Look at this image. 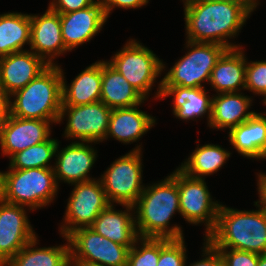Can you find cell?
I'll list each match as a JSON object with an SVG mask.
<instances>
[{
  "label": "cell",
  "mask_w": 266,
  "mask_h": 266,
  "mask_svg": "<svg viewBox=\"0 0 266 266\" xmlns=\"http://www.w3.org/2000/svg\"><path fill=\"white\" fill-rule=\"evenodd\" d=\"M199 146L178 168L187 176L205 179L204 176L216 173L226 163L231 153L219 145Z\"/></svg>",
  "instance_id": "29"
},
{
  "label": "cell",
  "mask_w": 266,
  "mask_h": 266,
  "mask_svg": "<svg viewBox=\"0 0 266 266\" xmlns=\"http://www.w3.org/2000/svg\"><path fill=\"white\" fill-rule=\"evenodd\" d=\"M189 50L161 79L155 98H160L161 86L203 88L202 82H209L212 69L227 50L216 43L192 42L186 40Z\"/></svg>",
  "instance_id": "6"
},
{
  "label": "cell",
  "mask_w": 266,
  "mask_h": 266,
  "mask_svg": "<svg viewBox=\"0 0 266 266\" xmlns=\"http://www.w3.org/2000/svg\"><path fill=\"white\" fill-rule=\"evenodd\" d=\"M257 266H266V254L259 255Z\"/></svg>",
  "instance_id": "42"
},
{
  "label": "cell",
  "mask_w": 266,
  "mask_h": 266,
  "mask_svg": "<svg viewBox=\"0 0 266 266\" xmlns=\"http://www.w3.org/2000/svg\"><path fill=\"white\" fill-rule=\"evenodd\" d=\"M30 49L48 65H55L54 59L69 50L65 47L60 14L47 9L43 15H31ZM48 58V59H47Z\"/></svg>",
  "instance_id": "16"
},
{
  "label": "cell",
  "mask_w": 266,
  "mask_h": 266,
  "mask_svg": "<svg viewBox=\"0 0 266 266\" xmlns=\"http://www.w3.org/2000/svg\"><path fill=\"white\" fill-rule=\"evenodd\" d=\"M215 248L266 254V213L220 205L215 229L205 238Z\"/></svg>",
  "instance_id": "3"
},
{
  "label": "cell",
  "mask_w": 266,
  "mask_h": 266,
  "mask_svg": "<svg viewBox=\"0 0 266 266\" xmlns=\"http://www.w3.org/2000/svg\"><path fill=\"white\" fill-rule=\"evenodd\" d=\"M135 222L139 237L142 238H184L183 230L169 221L180 213L178 192V168L164 180L146 186L134 205ZM137 214V215H136Z\"/></svg>",
  "instance_id": "2"
},
{
  "label": "cell",
  "mask_w": 266,
  "mask_h": 266,
  "mask_svg": "<svg viewBox=\"0 0 266 266\" xmlns=\"http://www.w3.org/2000/svg\"><path fill=\"white\" fill-rule=\"evenodd\" d=\"M89 142L72 141L70 145L59 151V143L56 149L53 166L57 184L58 181L69 184L93 180L96 178L89 177L91 167L96 161L97 151ZM96 151V152H95Z\"/></svg>",
  "instance_id": "17"
},
{
  "label": "cell",
  "mask_w": 266,
  "mask_h": 266,
  "mask_svg": "<svg viewBox=\"0 0 266 266\" xmlns=\"http://www.w3.org/2000/svg\"><path fill=\"white\" fill-rule=\"evenodd\" d=\"M101 2L106 18H108L111 11L116 7L123 9H136L147 5L149 0H101Z\"/></svg>",
  "instance_id": "37"
},
{
  "label": "cell",
  "mask_w": 266,
  "mask_h": 266,
  "mask_svg": "<svg viewBox=\"0 0 266 266\" xmlns=\"http://www.w3.org/2000/svg\"><path fill=\"white\" fill-rule=\"evenodd\" d=\"M124 211L115 210L114 204H109L95 219L92 228L97 234L127 246L129 249L139 238L136 230L134 206L123 205ZM132 212V213H131Z\"/></svg>",
  "instance_id": "19"
},
{
  "label": "cell",
  "mask_w": 266,
  "mask_h": 266,
  "mask_svg": "<svg viewBox=\"0 0 266 266\" xmlns=\"http://www.w3.org/2000/svg\"><path fill=\"white\" fill-rule=\"evenodd\" d=\"M30 33V14H0V57L25 51L24 45L30 44Z\"/></svg>",
  "instance_id": "28"
},
{
  "label": "cell",
  "mask_w": 266,
  "mask_h": 266,
  "mask_svg": "<svg viewBox=\"0 0 266 266\" xmlns=\"http://www.w3.org/2000/svg\"><path fill=\"white\" fill-rule=\"evenodd\" d=\"M159 257L160 238L139 237L129 249L127 266H157Z\"/></svg>",
  "instance_id": "31"
},
{
  "label": "cell",
  "mask_w": 266,
  "mask_h": 266,
  "mask_svg": "<svg viewBox=\"0 0 266 266\" xmlns=\"http://www.w3.org/2000/svg\"><path fill=\"white\" fill-rule=\"evenodd\" d=\"M245 89L262 95L266 103V61H246Z\"/></svg>",
  "instance_id": "33"
},
{
  "label": "cell",
  "mask_w": 266,
  "mask_h": 266,
  "mask_svg": "<svg viewBox=\"0 0 266 266\" xmlns=\"http://www.w3.org/2000/svg\"><path fill=\"white\" fill-rule=\"evenodd\" d=\"M70 266H104V265L88 261H70Z\"/></svg>",
  "instance_id": "41"
},
{
  "label": "cell",
  "mask_w": 266,
  "mask_h": 266,
  "mask_svg": "<svg viewBox=\"0 0 266 266\" xmlns=\"http://www.w3.org/2000/svg\"><path fill=\"white\" fill-rule=\"evenodd\" d=\"M95 0H53L48 8L57 13H69L92 6Z\"/></svg>",
  "instance_id": "35"
},
{
  "label": "cell",
  "mask_w": 266,
  "mask_h": 266,
  "mask_svg": "<svg viewBox=\"0 0 266 266\" xmlns=\"http://www.w3.org/2000/svg\"><path fill=\"white\" fill-rule=\"evenodd\" d=\"M24 207L0 198V266L6 265L26 244L38 237Z\"/></svg>",
  "instance_id": "13"
},
{
  "label": "cell",
  "mask_w": 266,
  "mask_h": 266,
  "mask_svg": "<svg viewBox=\"0 0 266 266\" xmlns=\"http://www.w3.org/2000/svg\"><path fill=\"white\" fill-rule=\"evenodd\" d=\"M62 75V106H78L94 102L101 99L102 84V61H97L80 72L67 86Z\"/></svg>",
  "instance_id": "22"
},
{
  "label": "cell",
  "mask_w": 266,
  "mask_h": 266,
  "mask_svg": "<svg viewBox=\"0 0 266 266\" xmlns=\"http://www.w3.org/2000/svg\"><path fill=\"white\" fill-rule=\"evenodd\" d=\"M138 106H141V104L112 109L105 140L113 137L124 144L133 143L139 141L155 125V117L140 110Z\"/></svg>",
  "instance_id": "20"
},
{
  "label": "cell",
  "mask_w": 266,
  "mask_h": 266,
  "mask_svg": "<svg viewBox=\"0 0 266 266\" xmlns=\"http://www.w3.org/2000/svg\"><path fill=\"white\" fill-rule=\"evenodd\" d=\"M10 115L57 123L62 107L61 67L49 65L24 88L9 96ZM14 101L12 102L11 99Z\"/></svg>",
  "instance_id": "4"
},
{
  "label": "cell",
  "mask_w": 266,
  "mask_h": 266,
  "mask_svg": "<svg viewBox=\"0 0 266 266\" xmlns=\"http://www.w3.org/2000/svg\"><path fill=\"white\" fill-rule=\"evenodd\" d=\"M101 102L110 109L140 105L146 99L107 61L102 60Z\"/></svg>",
  "instance_id": "26"
},
{
  "label": "cell",
  "mask_w": 266,
  "mask_h": 266,
  "mask_svg": "<svg viewBox=\"0 0 266 266\" xmlns=\"http://www.w3.org/2000/svg\"><path fill=\"white\" fill-rule=\"evenodd\" d=\"M9 95L0 85V126L7 120L10 114Z\"/></svg>",
  "instance_id": "39"
},
{
  "label": "cell",
  "mask_w": 266,
  "mask_h": 266,
  "mask_svg": "<svg viewBox=\"0 0 266 266\" xmlns=\"http://www.w3.org/2000/svg\"><path fill=\"white\" fill-rule=\"evenodd\" d=\"M48 66V63L29 50L0 57V85L10 96L24 88Z\"/></svg>",
  "instance_id": "18"
},
{
  "label": "cell",
  "mask_w": 266,
  "mask_h": 266,
  "mask_svg": "<svg viewBox=\"0 0 266 266\" xmlns=\"http://www.w3.org/2000/svg\"><path fill=\"white\" fill-rule=\"evenodd\" d=\"M218 95V96H217ZM212 96L211 117L209 127L229 129L247 121L255 111H248L252 99L241 92L221 93Z\"/></svg>",
  "instance_id": "24"
},
{
  "label": "cell",
  "mask_w": 266,
  "mask_h": 266,
  "mask_svg": "<svg viewBox=\"0 0 266 266\" xmlns=\"http://www.w3.org/2000/svg\"><path fill=\"white\" fill-rule=\"evenodd\" d=\"M70 261H88L104 266H127L129 248L115 243L92 228H80L67 236Z\"/></svg>",
  "instance_id": "12"
},
{
  "label": "cell",
  "mask_w": 266,
  "mask_h": 266,
  "mask_svg": "<svg viewBox=\"0 0 266 266\" xmlns=\"http://www.w3.org/2000/svg\"><path fill=\"white\" fill-rule=\"evenodd\" d=\"M58 143L57 139L49 137L42 143L17 152L9 158V169L53 168L49 162L56 154Z\"/></svg>",
  "instance_id": "30"
},
{
  "label": "cell",
  "mask_w": 266,
  "mask_h": 266,
  "mask_svg": "<svg viewBox=\"0 0 266 266\" xmlns=\"http://www.w3.org/2000/svg\"><path fill=\"white\" fill-rule=\"evenodd\" d=\"M71 185L75 187L68 198L64 223L59 230L62 237H67L77 229L91 227L110 204L99 178Z\"/></svg>",
  "instance_id": "9"
},
{
  "label": "cell",
  "mask_w": 266,
  "mask_h": 266,
  "mask_svg": "<svg viewBox=\"0 0 266 266\" xmlns=\"http://www.w3.org/2000/svg\"><path fill=\"white\" fill-rule=\"evenodd\" d=\"M229 142L245 158L266 159V113L255 112L247 121L232 128Z\"/></svg>",
  "instance_id": "23"
},
{
  "label": "cell",
  "mask_w": 266,
  "mask_h": 266,
  "mask_svg": "<svg viewBox=\"0 0 266 266\" xmlns=\"http://www.w3.org/2000/svg\"><path fill=\"white\" fill-rule=\"evenodd\" d=\"M216 249L222 257L224 266H257L259 261V254L256 253L229 248Z\"/></svg>",
  "instance_id": "34"
},
{
  "label": "cell",
  "mask_w": 266,
  "mask_h": 266,
  "mask_svg": "<svg viewBox=\"0 0 266 266\" xmlns=\"http://www.w3.org/2000/svg\"><path fill=\"white\" fill-rule=\"evenodd\" d=\"M203 88L181 86H161L160 98L173 95V115L181 120H196L208 114V125L211 117L212 98Z\"/></svg>",
  "instance_id": "25"
},
{
  "label": "cell",
  "mask_w": 266,
  "mask_h": 266,
  "mask_svg": "<svg viewBox=\"0 0 266 266\" xmlns=\"http://www.w3.org/2000/svg\"><path fill=\"white\" fill-rule=\"evenodd\" d=\"M205 179L187 176L178 168L180 214L190 224L205 225L206 238L216 227L220 205L212 201Z\"/></svg>",
  "instance_id": "10"
},
{
  "label": "cell",
  "mask_w": 266,
  "mask_h": 266,
  "mask_svg": "<svg viewBox=\"0 0 266 266\" xmlns=\"http://www.w3.org/2000/svg\"><path fill=\"white\" fill-rule=\"evenodd\" d=\"M257 181H258L257 189L260 199L254 202L255 203L254 205L266 213V174L259 173Z\"/></svg>",
  "instance_id": "38"
},
{
  "label": "cell",
  "mask_w": 266,
  "mask_h": 266,
  "mask_svg": "<svg viewBox=\"0 0 266 266\" xmlns=\"http://www.w3.org/2000/svg\"><path fill=\"white\" fill-rule=\"evenodd\" d=\"M205 240L206 241L204 242L202 251V257L205 256V258H203L202 260L200 259V261L197 262L195 261L188 266H224L222 257L218 249H216L207 239Z\"/></svg>",
  "instance_id": "36"
},
{
  "label": "cell",
  "mask_w": 266,
  "mask_h": 266,
  "mask_svg": "<svg viewBox=\"0 0 266 266\" xmlns=\"http://www.w3.org/2000/svg\"><path fill=\"white\" fill-rule=\"evenodd\" d=\"M208 1H223L242 6L250 15L255 10L258 0H208Z\"/></svg>",
  "instance_id": "40"
},
{
  "label": "cell",
  "mask_w": 266,
  "mask_h": 266,
  "mask_svg": "<svg viewBox=\"0 0 266 266\" xmlns=\"http://www.w3.org/2000/svg\"><path fill=\"white\" fill-rule=\"evenodd\" d=\"M51 121L23 119L9 114L0 126L2 154L12 155L33 145L46 141L51 135Z\"/></svg>",
  "instance_id": "14"
},
{
  "label": "cell",
  "mask_w": 266,
  "mask_h": 266,
  "mask_svg": "<svg viewBox=\"0 0 266 266\" xmlns=\"http://www.w3.org/2000/svg\"><path fill=\"white\" fill-rule=\"evenodd\" d=\"M145 98L149 96L156 78L165 68L152 50L135 39L127 41L111 60L107 61Z\"/></svg>",
  "instance_id": "7"
},
{
  "label": "cell",
  "mask_w": 266,
  "mask_h": 266,
  "mask_svg": "<svg viewBox=\"0 0 266 266\" xmlns=\"http://www.w3.org/2000/svg\"><path fill=\"white\" fill-rule=\"evenodd\" d=\"M112 109L98 101L78 106H62L58 123L64 116L67 125L64 136L78 142L97 143L105 140Z\"/></svg>",
  "instance_id": "11"
},
{
  "label": "cell",
  "mask_w": 266,
  "mask_h": 266,
  "mask_svg": "<svg viewBox=\"0 0 266 266\" xmlns=\"http://www.w3.org/2000/svg\"><path fill=\"white\" fill-rule=\"evenodd\" d=\"M58 187L53 168L0 172V198L10 204L29 207L30 211L53 202Z\"/></svg>",
  "instance_id": "5"
},
{
  "label": "cell",
  "mask_w": 266,
  "mask_h": 266,
  "mask_svg": "<svg viewBox=\"0 0 266 266\" xmlns=\"http://www.w3.org/2000/svg\"><path fill=\"white\" fill-rule=\"evenodd\" d=\"M186 38L192 42L216 43L227 49L240 48L228 41L239 34L250 14L233 3L183 0Z\"/></svg>",
  "instance_id": "1"
},
{
  "label": "cell",
  "mask_w": 266,
  "mask_h": 266,
  "mask_svg": "<svg viewBox=\"0 0 266 266\" xmlns=\"http://www.w3.org/2000/svg\"><path fill=\"white\" fill-rule=\"evenodd\" d=\"M67 244L51 247H35L37 237L26 244L6 265L4 266H70V247Z\"/></svg>",
  "instance_id": "27"
},
{
  "label": "cell",
  "mask_w": 266,
  "mask_h": 266,
  "mask_svg": "<svg viewBox=\"0 0 266 266\" xmlns=\"http://www.w3.org/2000/svg\"><path fill=\"white\" fill-rule=\"evenodd\" d=\"M186 251L184 238H160V257L157 266H185Z\"/></svg>",
  "instance_id": "32"
},
{
  "label": "cell",
  "mask_w": 266,
  "mask_h": 266,
  "mask_svg": "<svg viewBox=\"0 0 266 266\" xmlns=\"http://www.w3.org/2000/svg\"><path fill=\"white\" fill-rule=\"evenodd\" d=\"M59 14L62 39L69 51L89 42L107 20L101 0L85 9Z\"/></svg>",
  "instance_id": "15"
},
{
  "label": "cell",
  "mask_w": 266,
  "mask_h": 266,
  "mask_svg": "<svg viewBox=\"0 0 266 266\" xmlns=\"http://www.w3.org/2000/svg\"><path fill=\"white\" fill-rule=\"evenodd\" d=\"M243 48L227 49L216 62L210 76L217 94L245 90L246 60Z\"/></svg>",
  "instance_id": "21"
},
{
  "label": "cell",
  "mask_w": 266,
  "mask_h": 266,
  "mask_svg": "<svg viewBox=\"0 0 266 266\" xmlns=\"http://www.w3.org/2000/svg\"><path fill=\"white\" fill-rule=\"evenodd\" d=\"M141 145L115 159L101 174V182L110 204L134 206L143 192Z\"/></svg>",
  "instance_id": "8"
}]
</instances>
